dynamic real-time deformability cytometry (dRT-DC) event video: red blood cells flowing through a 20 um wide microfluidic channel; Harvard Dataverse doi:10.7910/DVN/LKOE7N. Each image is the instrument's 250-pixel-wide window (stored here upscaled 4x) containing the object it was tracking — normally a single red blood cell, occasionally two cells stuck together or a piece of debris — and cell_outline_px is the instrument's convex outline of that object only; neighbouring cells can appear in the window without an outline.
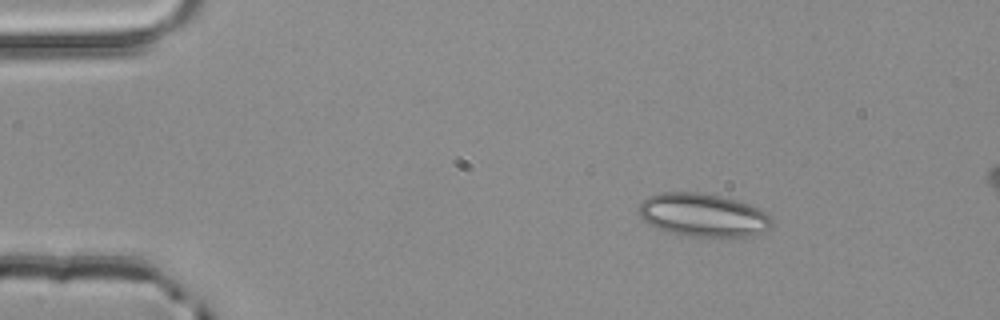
{"species": "common noctule bat (a hibernating species)", "species_latin": "Nyctalus noctula", "temperature_condition": "room temperature", "stored_images_in_passage": 3, "camera_frame_rate_fps": 3000, "um_per_image_px": 0.085, "animal": {"sex": "male", "body_mass_g": 20.4}, "frame": {"image": 1, "passage_image": 1, "time_ms": 0.0, "image_size_px": [1000, 320], "cell_outline_px": [[772, 224], [764, 232], [744, 240], [684, 236], [668, 232], [656, 228], [640, 220], [636, 212], [640, 204], [648, 196], [660, 192], [700, 192], [740, 200], [760, 208], [772, 216]], "centroid_in_image_um": [59.8, 18.33], "position_along_channel_um": 25.2, "area_um2": 35.2}}